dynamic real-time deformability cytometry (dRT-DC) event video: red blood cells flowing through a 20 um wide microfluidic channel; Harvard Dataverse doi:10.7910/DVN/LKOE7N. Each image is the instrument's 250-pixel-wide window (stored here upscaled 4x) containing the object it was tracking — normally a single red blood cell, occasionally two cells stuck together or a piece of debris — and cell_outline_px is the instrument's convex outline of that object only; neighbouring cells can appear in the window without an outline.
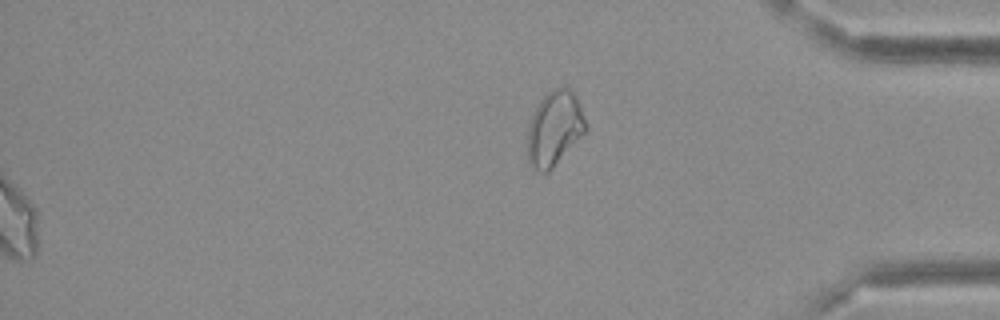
{"species": "Egyptian fruit bat (a non-hibernating species)", "species_latin": "Rousettus aegyptiacus", "temperature_condition": "cold", "stored_images_in_passage": 44, "segment_of_instrument_passage": [2, 2], "camera_frame_rate_fps": 3000, "um_per_image_px": 0.085, "frame": {"image": 1, "passage_image": 44, "time_ms": 14.333, "image_size_px": [1000, 320], "cell_outline_px": [[588, 128], [552, 168], [548, 172], [536, 172], [528, 160], [528, 128], [532, 112], [540, 100], [552, 88], [568, 88], [576, 96], [588, 124]], "centroid_in_image_um": [47.12, 10.91], "position_along_channel_um": 388.1, "area_um2": 25.14}}